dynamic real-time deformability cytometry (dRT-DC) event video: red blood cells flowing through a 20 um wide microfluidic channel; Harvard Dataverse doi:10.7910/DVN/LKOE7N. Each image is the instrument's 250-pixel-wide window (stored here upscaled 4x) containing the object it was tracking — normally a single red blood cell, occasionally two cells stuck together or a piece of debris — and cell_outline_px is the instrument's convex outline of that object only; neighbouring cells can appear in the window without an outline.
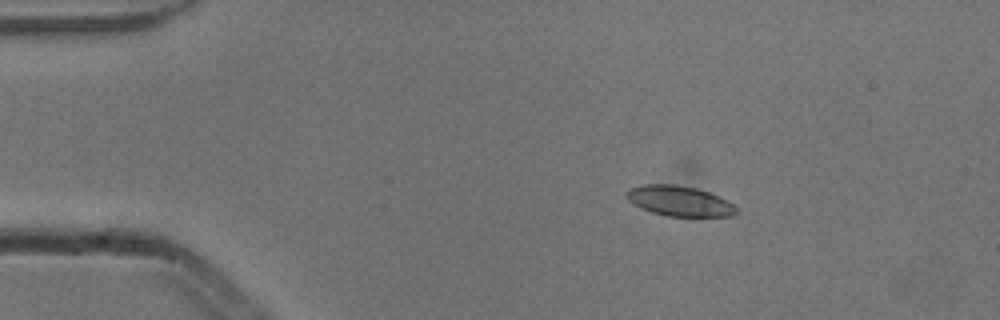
{"species": "common noctule bat (a hibernating species)", "species_latin": "Nyctalus noctula", "temperature_condition": "cold", "stored_images_in_passage": 6, "camera_frame_rate_fps": 3000, "um_per_image_px": 0.085, "animal": {"sex": "male", "body_mass_g": 13.3}, "frame": {"image": 1, "passage_image": 3, "time_ms": 0.667, "image_size_px": [1000, 320], "cell_outline_px": [[740, 212], [732, 216], [700, 220], [668, 216], [652, 212], [640, 208], [628, 200], [628, 188], [640, 184], [676, 184], [696, 188], [708, 192], [728, 200], [740, 208]], "centroid_in_image_um": [57.88, 17.14], "position_along_channel_um": 27.1, "area_um2": 20.46}}
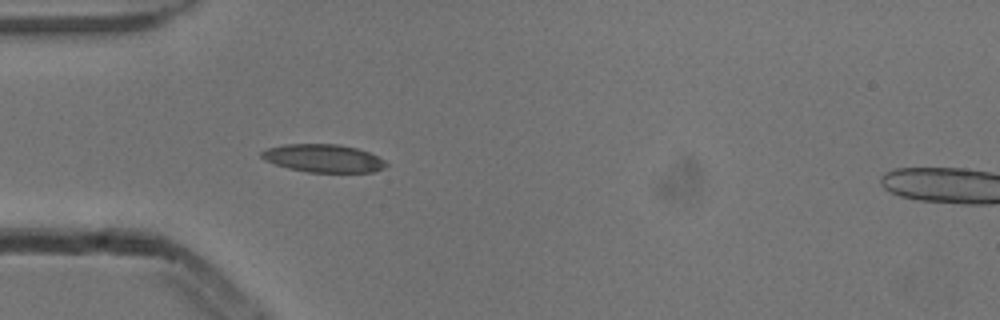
{"frame": {"image": 2, "passage_image": 5, "time_ms": 1.333, "image_size_px": [1000, 320], "cell_outline_px": [[388, 164], [384, 168], [372, 172], [308, 172], [288, 168], [264, 160], [260, 156], [260, 152], [268, 148], [284, 144], [336, 144], [356, 148], [368, 152], [384, 160]], "centroid_in_image_um": [27.46, 13.45], "position_along_channel_um": 57.5, "area_um2": 20.17}}